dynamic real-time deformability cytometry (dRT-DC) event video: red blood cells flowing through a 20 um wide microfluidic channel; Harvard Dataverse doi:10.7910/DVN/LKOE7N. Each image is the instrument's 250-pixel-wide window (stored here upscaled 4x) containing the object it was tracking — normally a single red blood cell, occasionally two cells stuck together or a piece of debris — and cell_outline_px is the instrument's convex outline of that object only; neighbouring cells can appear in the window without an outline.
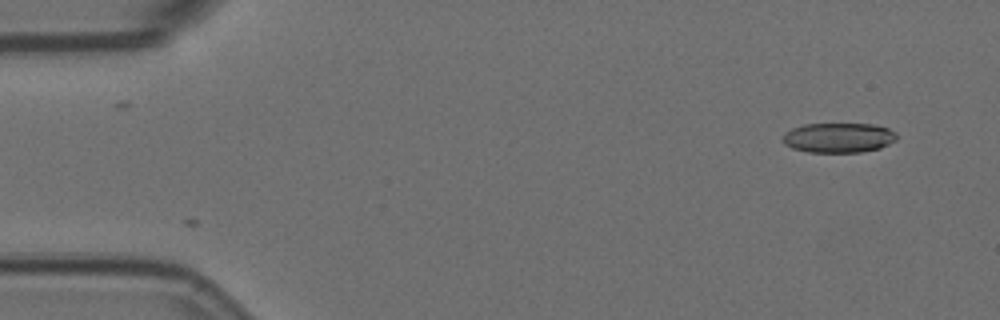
{"species": "Egyptian fruit bat (a non-hibernating species)", "species_latin": "Rousettus aegyptiacus", "temperature_condition": "room temperature", "stored_images_in_passage": 2, "camera_frame_rate_fps": 3000, "um_per_image_px": 0.085, "animal": {"sex": "female"}, "frame": {"image": 1, "passage_image": 2, "time_ms": 0.333, "image_size_px": [1000, 320], "cell_outline_px": [[896, 140], [880, 148], [860, 152], [808, 152], [792, 148], [784, 144], [784, 132], [792, 128], [804, 124], [872, 124], [888, 128], [896, 132]], "centroid_in_image_um": [71.27, 11.7], "position_along_channel_um": 13.7, "area_um2": 19.77}}